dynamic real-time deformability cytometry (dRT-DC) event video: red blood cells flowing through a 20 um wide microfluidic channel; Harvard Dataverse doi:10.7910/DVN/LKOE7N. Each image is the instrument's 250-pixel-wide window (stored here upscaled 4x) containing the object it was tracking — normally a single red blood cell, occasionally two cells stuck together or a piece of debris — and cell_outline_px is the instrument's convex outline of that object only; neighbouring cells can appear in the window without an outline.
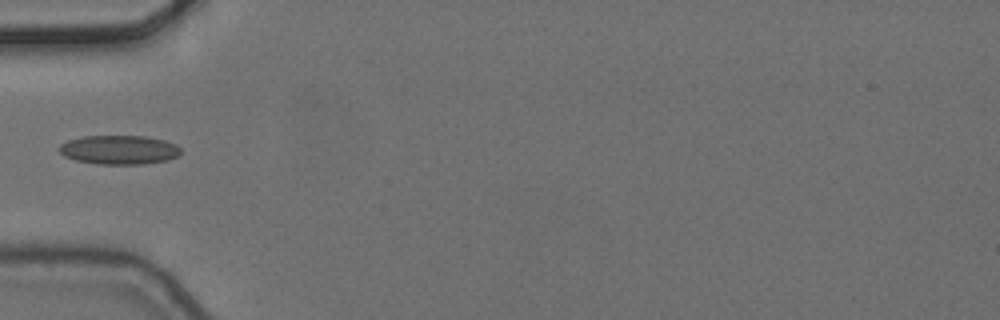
{"species": "common noctule bat (a hibernating species)", "species_latin": "Nyctalus noctula", "temperature_condition": "cold", "stored_images_in_passage": 5, "camera_frame_rate_fps": 3000, "um_per_image_px": 0.085, "animal": {"sex": "female", "body_mass_g": 24.6, "forearm_length_mm": 56.2}, "frame": {"image": 1, "passage_image": 4, "time_ms": 1.0, "image_size_px": [1000, 320], "cell_outline_px": [[180, 152], [176, 156], [168, 160], [144, 164], [96, 164], [76, 160], [64, 156], [60, 152], [60, 144], [68, 140], [84, 136], [144, 136], [164, 140], [176, 144], [180, 148]], "centroid_in_image_um": [10.12, 12.73], "position_along_channel_um": 74.9, "area_um2": 20.52}}
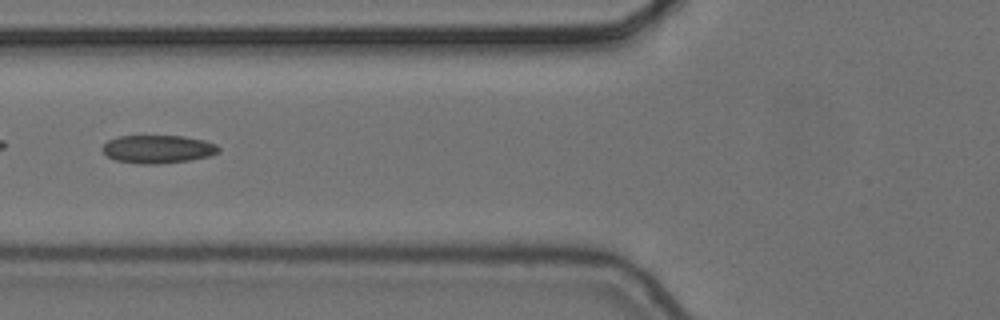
{"frame": {"image": 2, "passage_image": 5, "time_ms": 1.333, "image_size_px": [1000, 320], "cell_outline_px": [[220, 152], [208, 156], [188, 160], [156, 164], [140, 164], [116, 160], [108, 156], [100, 148], [108, 140], [120, 136], [184, 136], [204, 140], [216, 144], [220, 148]], "centroid_in_image_um": [13.42, 12.67], "position_along_channel_um": 112.4, "area_um2": 18.96}}